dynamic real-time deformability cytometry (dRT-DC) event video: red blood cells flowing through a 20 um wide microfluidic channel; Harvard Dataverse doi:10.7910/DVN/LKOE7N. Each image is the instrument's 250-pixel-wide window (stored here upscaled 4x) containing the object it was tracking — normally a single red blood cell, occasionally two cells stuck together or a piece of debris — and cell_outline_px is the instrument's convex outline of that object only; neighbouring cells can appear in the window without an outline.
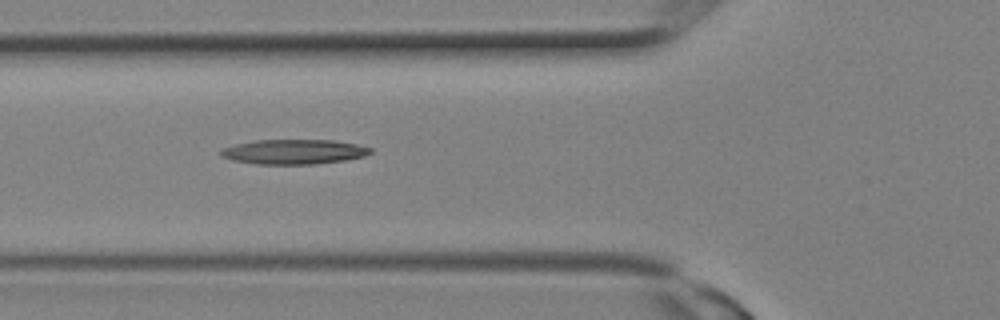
{"species": "Egyptian fruit bat (a non-hibernating species)", "species_latin": "Rousettus aegyptiacus", "temperature_condition": "room temperature", "stored_images_in_passage": 13, "camera_frame_rate_fps": 3000, "um_per_image_px": 0.085, "animal": {"sex": "female"}, "frame": {"image": 1, "passage_image": 10, "time_ms": 3.0, "image_size_px": [1000, 320], "cell_outline_px": [[372, 152], [364, 156], [344, 160], [316, 164], [256, 164], [232, 160], [220, 156], [220, 152], [224, 148], [236, 144], [256, 140], [332, 140], [356, 144], [372, 148]], "centroid_in_image_um": [24.98, 12.9], "position_along_channel_um": 100.8, "area_um2": 21.5}}
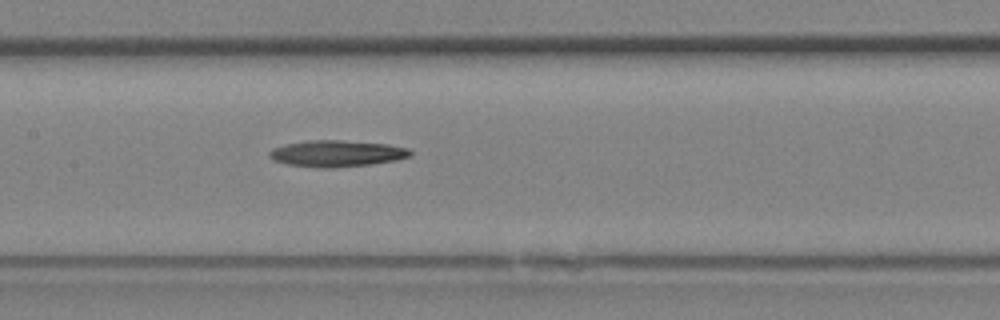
{"frame": {"image": 2, "passage_image": 13, "time_ms": 4.0, "image_size_px": [1000, 320], "cell_outline_px": [[412, 156], [396, 160], [372, 164], [332, 168], [320, 168], [288, 164], [276, 160], [268, 156], [268, 152], [272, 148], [288, 144], [308, 140], [340, 140], [388, 144], [408, 148], [412, 152]], "centroid_in_image_um": [28.66, 13.05], "position_along_channel_um": 178.7, "area_um2": 21.68}}